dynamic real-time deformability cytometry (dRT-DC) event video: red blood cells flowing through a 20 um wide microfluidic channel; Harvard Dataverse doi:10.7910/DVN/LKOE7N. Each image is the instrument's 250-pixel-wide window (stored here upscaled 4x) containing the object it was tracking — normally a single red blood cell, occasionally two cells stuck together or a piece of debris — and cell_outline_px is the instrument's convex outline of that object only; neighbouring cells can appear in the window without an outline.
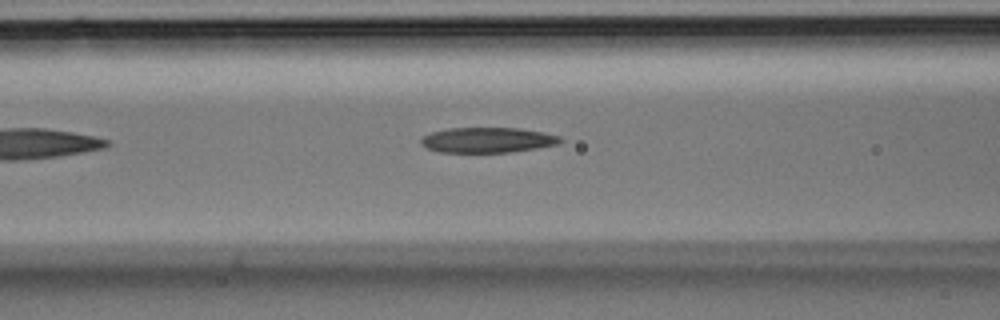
{"species": "Egyptian fruit bat (a non-hibernating species)", "species_latin": "Rousettus aegyptiacus", "temperature_condition": "room temperature", "stored_images_in_passage": 10, "camera_frame_rate_fps": 3000, "um_per_image_px": 0.085, "animal": {"sex": "male"}, "frame": {"image": 1, "passage_image": 5, "time_ms": 1.333, "image_size_px": [1000, 320], "cell_outline_px": [[564, 140], [560, 144], [512, 152], [440, 152], [428, 148], [420, 144], [420, 140], [424, 136], [432, 132], [448, 128], [520, 128], [544, 132], [560, 136]], "centroid_in_image_um": [41.49, 11.9], "position_along_channel_um": 125.1, "area_um2": 20.58}}